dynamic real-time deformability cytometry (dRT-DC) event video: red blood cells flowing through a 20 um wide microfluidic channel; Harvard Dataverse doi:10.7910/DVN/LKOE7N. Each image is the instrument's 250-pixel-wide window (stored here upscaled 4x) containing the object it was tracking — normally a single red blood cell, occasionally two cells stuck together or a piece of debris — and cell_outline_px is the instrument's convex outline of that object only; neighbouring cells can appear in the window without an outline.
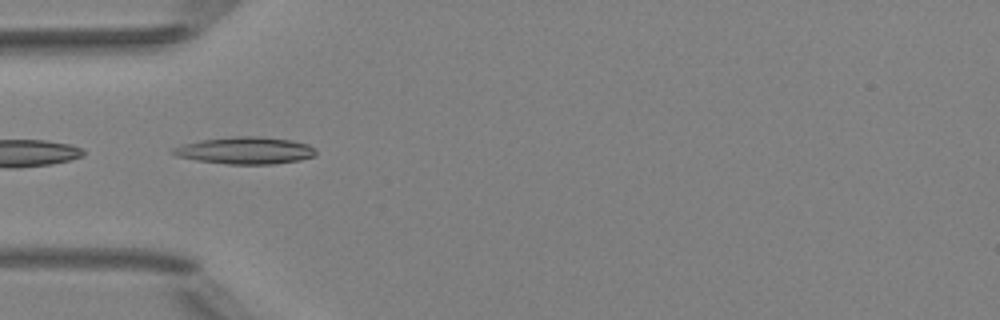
{"species": "Egyptian fruit bat (a non-hibernating species)", "species_latin": "Rousettus aegyptiacus", "temperature_condition": "room temperature", "stored_images_in_passage": 3, "camera_frame_rate_fps": 3000, "um_per_image_px": 0.085, "animal": {"sex": "female"}, "frame": {"image": 1, "passage_image": 1, "time_ms": 0.0, "image_size_px": [1000, 320], "cell_outline_px": [[316, 156], [300, 160], [272, 164], [228, 164], [196, 160], [176, 156], [172, 152], [172, 148], [184, 144], [204, 140], [236, 136], [260, 136], [292, 140], [308, 144], [316, 148]], "centroid_in_image_um": [20.91, 12.79], "position_along_channel_um": 64.1, "area_um2": 22.48}}
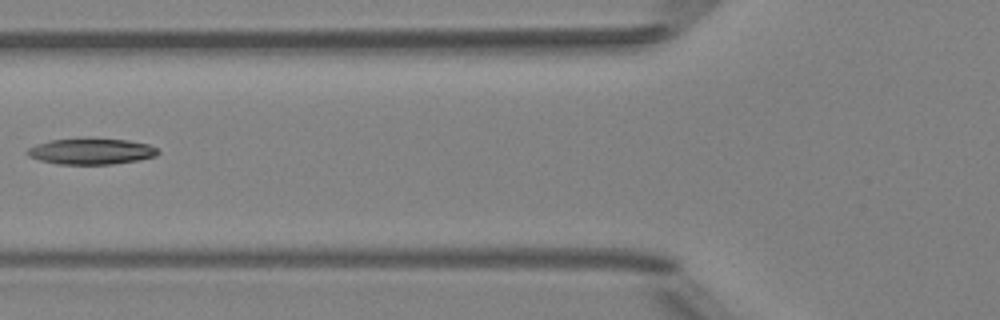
{"frame": {"image": 2, "passage_image": 2, "time_ms": 1.333, "image_size_px": [1000, 320], "cell_outline_px": [[160, 152], [156, 156], [136, 160], [112, 164], [56, 164], [40, 160], [28, 156], [28, 148], [36, 144], [48, 140], [128, 140], [148, 144], [156, 148]], "centroid_in_image_um": [7.75, 12.89], "position_along_channel_um": 118.1, "area_um2": 19.19}}
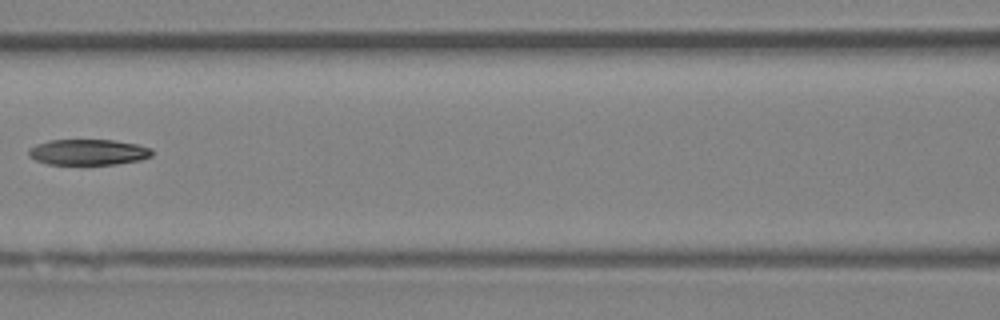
{"frame": {"image": 3, "passage_image": 3, "time_ms": 2.333, "image_size_px": [1000, 320], "cell_outline_px": [[152, 156], [140, 160], [116, 164], [48, 164], [36, 160], [28, 156], [28, 148], [36, 144], [48, 140], [112, 140], [140, 144], [152, 148]], "centroid_in_image_um": [7.5, 12.92], "position_along_channel_um": 159.1, "area_um2": 18.67}}